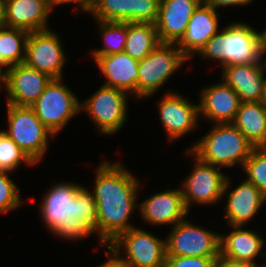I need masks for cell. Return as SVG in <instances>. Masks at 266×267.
I'll list each match as a JSON object with an SVG mask.
<instances>
[{"mask_svg":"<svg viewBox=\"0 0 266 267\" xmlns=\"http://www.w3.org/2000/svg\"><path fill=\"white\" fill-rule=\"evenodd\" d=\"M92 190L97 205V234L102 246L112 243L121 233L135 227L129 222L138 208L140 182L121 162L103 161L95 171Z\"/></svg>","mask_w":266,"mask_h":267,"instance_id":"cell-1","label":"cell"},{"mask_svg":"<svg viewBox=\"0 0 266 267\" xmlns=\"http://www.w3.org/2000/svg\"><path fill=\"white\" fill-rule=\"evenodd\" d=\"M39 210L47 230L62 239L78 240L97 231V205L86 187L59 182L46 191Z\"/></svg>","mask_w":266,"mask_h":267,"instance_id":"cell-2","label":"cell"},{"mask_svg":"<svg viewBox=\"0 0 266 267\" xmlns=\"http://www.w3.org/2000/svg\"><path fill=\"white\" fill-rule=\"evenodd\" d=\"M220 31L197 53L202 59L218 60L222 68L264 60L263 32L256 31L245 22L232 23Z\"/></svg>","mask_w":266,"mask_h":267,"instance_id":"cell-3","label":"cell"},{"mask_svg":"<svg viewBox=\"0 0 266 267\" xmlns=\"http://www.w3.org/2000/svg\"><path fill=\"white\" fill-rule=\"evenodd\" d=\"M252 144L232 123H215L211 130L188 149L201 161L218 167H243Z\"/></svg>","mask_w":266,"mask_h":267,"instance_id":"cell-4","label":"cell"},{"mask_svg":"<svg viewBox=\"0 0 266 267\" xmlns=\"http://www.w3.org/2000/svg\"><path fill=\"white\" fill-rule=\"evenodd\" d=\"M7 105V130L9 136L23 152L35 163L43 160L49 148V138L54 135L42 124L34 110L29 106Z\"/></svg>","mask_w":266,"mask_h":267,"instance_id":"cell-5","label":"cell"},{"mask_svg":"<svg viewBox=\"0 0 266 267\" xmlns=\"http://www.w3.org/2000/svg\"><path fill=\"white\" fill-rule=\"evenodd\" d=\"M188 58L176 43H159L145 58L139 61L137 99H145L156 93Z\"/></svg>","mask_w":266,"mask_h":267,"instance_id":"cell-6","label":"cell"},{"mask_svg":"<svg viewBox=\"0 0 266 267\" xmlns=\"http://www.w3.org/2000/svg\"><path fill=\"white\" fill-rule=\"evenodd\" d=\"M31 108L42 124L57 136L80 112L81 102L62 79H52Z\"/></svg>","mask_w":266,"mask_h":267,"instance_id":"cell-7","label":"cell"},{"mask_svg":"<svg viewBox=\"0 0 266 267\" xmlns=\"http://www.w3.org/2000/svg\"><path fill=\"white\" fill-rule=\"evenodd\" d=\"M128 96L122 90L101 85L92 96L81 102L80 110L88 113L102 135H112L127 121Z\"/></svg>","mask_w":266,"mask_h":267,"instance_id":"cell-8","label":"cell"},{"mask_svg":"<svg viewBox=\"0 0 266 267\" xmlns=\"http://www.w3.org/2000/svg\"><path fill=\"white\" fill-rule=\"evenodd\" d=\"M108 246L116 253L125 250L121 259L127 267H165V239L136 227L121 233ZM126 255V256H125Z\"/></svg>","mask_w":266,"mask_h":267,"instance_id":"cell-9","label":"cell"},{"mask_svg":"<svg viewBox=\"0 0 266 267\" xmlns=\"http://www.w3.org/2000/svg\"><path fill=\"white\" fill-rule=\"evenodd\" d=\"M221 234L194 225L186 218L165 239L166 256L219 257Z\"/></svg>","mask_w":266,"mask_h":267,"instance_id":"cell-10","label":"cell"},{"mask_svg":"<svg viewBox=\"0 0 266 267\" xmlns=\"http://www.w3.org/2000/svg\"><path fill=\"white\" fill-rule=\"evenodd\" d=\"M195 160L192 172L183 180L182 196L189 211L191 204H214L223 199V189L227 175L218 166L205 163L189 149L184 152Z\"/></svg>","mask_w":266,"mask_h":267,"instance_id":"cell-11","label":"cell"},{"mask_svg":"<svg viewBox=\"0 0 266 267\" xmlns=\"http://www.w3.org/2000/svg\"><path fill=\"white\" fill-rule=\"evenodd\" d=\"M58 34L50 28L30 32L26 40L24 63L53 79H63L68 59Z\"/></svg>","mask_w":266,"mask_h":267,"instance_id":"cell-12","label":"cell"},{"mask_svg":"<svg viewBox=\"0 0 266 267\" xmlns=\"http://www.w3.org/2000/svg\"><path fill=\"white\" fill-rule=\"evenodd\" d=\"M52 79L25 63L10 66L6 69L3 86L7 93L6 103L31 107Z\"/></svg>","mask_w":266,"mask_h":267,"instance_id":"cell-13","label":"cell"},{"mask_svg":"<svg viewBox=\"0 0 266 267\" xmlns=\"http://www.w3.org/2000/svg\"><path fill=\"white\" fill-rule=\"evenodd\" d=\"M184 95L177 92H166L157 102L159 119L165 128L169 142L187 135L199 123L198 104H192Z\"/></svg>","mask_w":266,"mask_h":267,"instance_id":"cell-14","label":"cell"},{"mask_svg":"<svg viewBox=\"0 0 266 267\" xmlns=\"http://www.w3.org/2000/svg\"><path fill=\"white\" fill-rule=\"evenodd\" d=\"M160 0H96L91 16L96 21L155 24Z\"/></svg>","mask_w":266,"mask_h":267,"instance_id":"cell-15","label":"cell"},{"mask_svg":"<svg viewBox=\"0 0 266 267\" xmlns=\"http://www.w3.org/2000/svg\"><path fill=\"white\" fill-rule=\"evenodd\" d=\"M229 187L230 180L227 176L223 189V196H227L224 209L227 224L230 227L244 226L261 210L263 204L266 203V196L246 179L227 193Z\"/></svg>","mask_w":266,"mask_h":267,"instance_id":"cell-16","label":"cell"},{"mask_svg":"<svg viewBox=\"0 0 266 267\" xmlns=\"http://www.w3.org/2000/svg\"><path fill=\"white\" fill-rule=\"evenodd\" d=\"M138 209L142 219L153 226L169 224L175 226L189 213L181 188L155 193L139 203Z\"/></svg>","mask_w":266,"mask_h":267,"instance_id":"cell-17","label":"cell"},{"mask_svg":"<svg viewBox=\"0 0 266 267\" xmlns=\"http://www.w3.org/2000/svg\"><path fill=\"white\" fill-rule=\"evenodd\" d=\"M221 80L232 87L241 102H261L266 83V62L229 65L222 68Z\"/></svg>","mask_w":266,"mask_h":267,"instance_id":"cell-18","label":"cell"},{"mask_svg":"<svg viewBox=\"0 0 266 267\" xmlns=\"http://www.w3.org/2000/svg\"><path fill=\"white\" fill-rule=\"evenodd\" d=\"M203 0H160L155 22L160 43H177Z\"/></svg>","mask_w":266,"mask_h":267,"instance_id":"cell-19","label":"cell"},{"mask_svg":"<svg viewBox=\"0 0 266 267\" xmlns=\"http://www.w3.org/2000/svg\"><path fill=\"white\" fill-rule=\"evenodd\" d=\"M200 92L199 118L203 116L213 124L234 121L241 100L232 87L222 80L221 83L206 86Z\"/></svg>","mask_w":266,"mask_h":267,"instance_id":"cell-20","label":"cell"},{"mask_svg":"<svg viewBox=\"0 0 266 267\" xmlns=\"http://www.w3.org/2000/svg\"><path fill=\"white\" fill-rule=\"evenodd\" d=\"M219 15L206 1L194 11L184 35L176 43L189 60L220 30Z\"/></svg>","mask_w":266,"mask_h":267,"instance_id":"cell-21","label":"cell"},{"mask_svg":"<svg viewBox=\"0 0 266 267\" xmlns=\"http://www.w3.org/2000/svg\"><path fill=\"white\" fill-rule=\"evenodd\" d=\"M99 70L106 77L103 85L135 94L137 98L139 61L126 52L113 53L107 56H92Z\"/></svg>","mask_w":266,"mask_h":267,"instance_id":"cell-22","label":"cell"},{"mask_svg":"<svg viewBox=\"0 0 266 267\" xmlns=\"http://www.w3.org/2000/svg\"><path fill=\"white\" fill-rule=\"evenodd\" d=\"M6 27L27 32L49 29L52 7L49 0H6Z\"/></svg>","mask_w":266,"mask_h":267,"instance_id":"cell-23","label":"cell"},{"mask_svg":"<svg viewBox=\"0 0 266 267\" xmlns=\"http://www.w3.org/2000/svg\"><path fill=\"white\" fill-rule=\"evenodd\" d=\"M228 235H221L220 254L233 260L257 263L256 257L266 259V251H262L265 240L257 231L243 229L244 226H231ZM262 267H266L265 264Z\"/></svg>","mask_w":266,"mask_h":267,"instance_id":"cell-24","label":"cell"},{"mask_svg":"<svg viewBox=\"0 0 266 267\" xmlns=\"http://www.w3.org/2000/svg\"><path fill=\"white\" fill-rule=\"evenodd\" d=\"M232 124L253 147H266V106L261 102H241Z\"/></svg>","mask_w":266,"mask_h":267,"instance_id":"cell-25","label":"cell"},{"mask_svg":"<svg viewBox=\"0 0 266 267\" xmlns=\"http://www.w3.org/2000/svg\"><path fill=\"white\" fill-rule=\"evenodd\" d=\"M157 28L152 23L128 22L127 38L124 47L133 59L140 61L148 56L158 45Z\"/></svg>","mask_w":266,"mask_h":267,"instance_id":"cell-26","label":"cell"},{"mask_svg":"<svg viewBox=\"0 0 266 267\" xmlns=\"http://www.w3.org/2000/svg\"><path fill=\"white\" fill-rule=\"evenodd\" d=\"M29 32L10 27L0 28L1 61L7 66L24 63Z\"/></svg>","mask_w":266,"mask_h":267,"instance_id":"cell-27","label":"cell"},{"mask_svg":"<svg viewBox=\"0 0 266 267\" xmlns=\"http://www.w3.org/2000/svg\"><path fill=\"white\" fill-rule=\"evenodd\" d=\"M95 22L98 24V30L103 37L104 48L93 50V52H91L92 56H107L113 53L123 52L127 38V23Z\"/></svg>","mask_w":266,"mask_h":267,"instance_id":"cell-28","label":"cell"},{"mask_svg":"<svg viewBox=\"0 0 266 267\" xmlns=\"http://www.w3.org/2000/svg\"><path fill=\"white\" fill-rule=\"evenodd\" d=\"M22 162L30 166L35 164L9 136L0 131V171L15 172Z\"/></svg>","mask_w":266,"mask_h":267,"instance_id":"cell-29","label":"cell"},{"mask_svg":"<svg viewBox=\"0 0 266 267\" xmlns=\"http://www.w3.org/2000/svg\"><path fill=\"white\" fill-rule=\"evenodd\" d=\"M242 168L246 180L266 196V147H254Z\"/></svg>","mask_w":266,"mask_h":267,"instance_id":"cell-30","label":"cell"},{"mask_svg":"<svg viewBox=\"0 0 266 267\" xmlns=\"http://www.w3.org/2000/svg\"><path fill=\"white\" fill-rule=\"evenodd\" d=\"M10 172L0 171V213L15 210L23 205L20 188L8 176Z\"/></svg>","mask_w":266,"mask_h":267,"instance_id":"cell-31","label":"cell"},{"mask_svg":"<svg viewBox=\"0 0 266 267\" xmlns=\"http://www.w3.org/2000/svg\"><path fill=\"white\" fill-rule=\"evenodd\" d=\"M218 258L166 256L165 267H217Z\"/></svg>","mask_w":266,"mask_h":267,"instance_id":"cell-32","label":"cell"},{"mask_svg":"<svg viewBox=\"0 0 266 267\" xmlns=\"http://www.w3.org/2000/svg\"><path fill=\"white\" fill-rule=\"evenodd\" d=\"M52 9H54V7H56L55 5H61V4H68V3H77L80 6V9L82 12H87V13H91L96 0H49Z\"/></svg>","mask_w":266,"mask_h":267,"instance_id":"cell-33","label":"cell"},{"mask_svg":"<svg viewBox=\"0 0 266 267\" xmlns=\"http://www.w3.org/2000/svg\"><path fill=\"white\" fill-rule=\"evenodd\" d=\"M105 252L108 256V260L99 265L98 267H127L121 257H119L120 254L112 250L110 246L107 247V250Z\"/></svg>","mask_w":266,"mask_h":267,"instance_id":"cell-34","label":"cell"},{"mask_svg":"<svg viewBox=\"0 0 266 267\" xmlns=\"http://www.w3.org/2000/svg\"><path fill=\"white\" fill-rule=\"evenodd\" d=\"M254 0H206V2L217 11L220 7H229V6H245L250 4Z\"/></svg>","mask_w":266,"mask_h":267,"instance_id":"cell-35","label":"cell"},{"mask_svg":"<svg viewBox=\"0 0 266 267\" xmlns=\"http://www.w3.org/2000/svg\"><path fill=\"white\" fill-rule=\"evenodd\" d=\"M257 263L246 261L233 260L228 257H223L221 254L217 259V267H257Z\"/></svg>","mask_w":266,"mask_h":267,"instance_id":"cell-36","label":"cell"},{"mask_svg":"<svg viewBox=\"0 0 266 267\" xmlns=\"http://www.w3.org/2000/svg\"><path fill=\"white\" fill-rule=\"evenodd\" d=\"M6 0H0V28L6 27Z\"/></svg>","mask_w":266,"mask_h":267,"instance_id":"cell-37","label":"cell"},{"mask_svg":"<svg viewBox=\"0 0 266 267\" xmlns=\"http://www.w3.org/2000/svg\"><path fill=\"white\" fill-rule=\"evenodd\" d=\"M4 80H5V73L0 70V82L4 85ZM2 87H0L1 89Z\"/></svg>","mask_w":266,"mask_h":267,"instance_id":"cell-38","label":"cell"},{"mask_svg":"<svg viewBox=\"0 0 266 267\" xmlns=\"http://www.w3.org/2000/svg\"><path fill=\"white\" fill-rule=\"evenodd\" d=\"M4 67L7 68V66L1 61V54H0V70L5 73L6 69H4Z\"/></svg>","mask_w":266,"mask_h":267,"instance_id":"cell-39","label":"cell"},{"mask_svg":"<svg viewBox=\"0 0 266 267\" xmlns=\"http://www.w3.org/2000/svg\"><path fill=\"white\" fill-rule=\"evenodd\" d=\"M266 54V33H264V55ZM266 62V57L264 58Z\"/></svg>","mask_w":266,"mask_h":267,"instance_id":"cell-40","label":"cell"},{"mask_svg":"<svg viewBox=\"0 0 266 267\" xmlns=\"http://www.w3.org/2000/svg\"><path fill=\"white\" fill-rule=\"evenodd\" d=\"M262 102L265 104L266 106V83H265V89H264V96H263V100Z\"/></svg>","mask_w":266,"mask_h":267,"instance_id":"cell-41","label":"cell"}]
</instances>
